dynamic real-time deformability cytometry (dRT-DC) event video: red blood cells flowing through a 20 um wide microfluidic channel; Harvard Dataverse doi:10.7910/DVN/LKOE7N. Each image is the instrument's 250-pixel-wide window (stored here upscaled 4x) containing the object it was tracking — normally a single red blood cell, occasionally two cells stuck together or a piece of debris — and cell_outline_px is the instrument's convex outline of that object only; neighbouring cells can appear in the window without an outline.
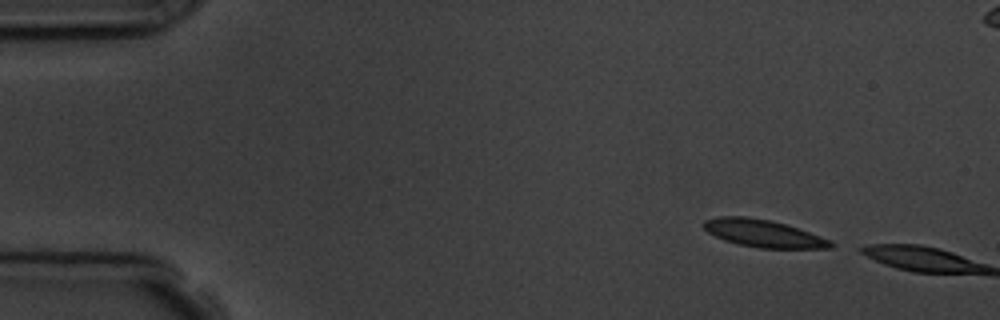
{"species": "common noctule bat (a hibernating species)", "species_latin": "Nyctalus noctula", "temperature_condition": "room temperature", "stored_images_in_passage": 2, "camera_frame_rate_fps": 3000, "um_per_image_px": 0.085, "animal": {"sex": "male", "body_mass_g": 19.5, "forearm_length_mm": 54.6}, "frame": {"image": 1, "passage_image": 1, "time_ms": 0.0, "image_size_px": [1000, 320], "cell_outline_px": [[836, 244], [832, 248], [760, 248], [740, 244], [724, 240], [708, 232], [704, 228], [704, 220], [720, 216], [744, 216], [768, 220], [784, 224], [832, 240]], "centroid_in_image_um": [64.9, 19.84], "position_along_channel_um": 20.1, "area_um2": 20.0}}